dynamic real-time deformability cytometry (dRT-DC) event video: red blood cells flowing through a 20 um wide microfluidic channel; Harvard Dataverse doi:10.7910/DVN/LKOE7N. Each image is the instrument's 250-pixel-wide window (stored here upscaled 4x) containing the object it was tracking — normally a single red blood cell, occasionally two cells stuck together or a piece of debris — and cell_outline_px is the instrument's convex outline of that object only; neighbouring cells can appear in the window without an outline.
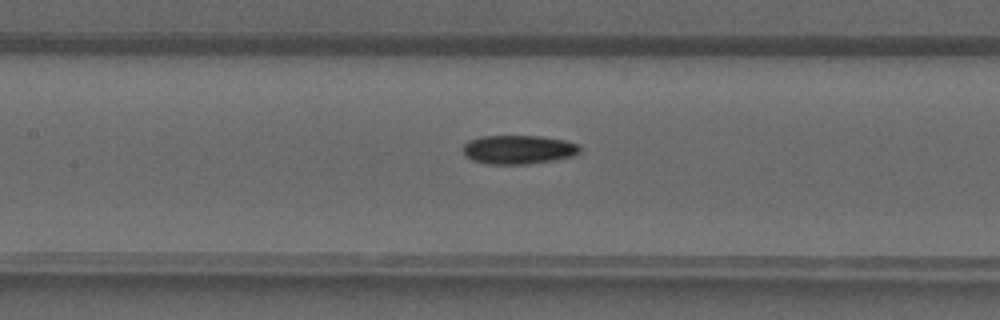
{"species": "common noctule bat (a hibernating species)", "species_latin": "Nyctalus noctula", "temperature_condition": "warm", "stored_images_in_passage": 28, "camera_frame_rate_fps": 3000, "um_per_image_px": 0.085, "animal": {"sex": "male", "forearm_length_mm": 52.5}, "frame": {"image": 1, "passage_image": 6, "time_ms": 1.667, "image_size_px": [1000, 320], "cell_outline_px": [[580, 152], [572, 156], [556, 160], [528, 164], [488, 164], [472, 160], [464, 156], [464, 144], [468, 140], [480, 136], [540, 136], [564, 140], [580, 144]], "centroid_in_image_um": [44.07, 12.71], "position_along_channel_um": 163.3, "area_um2": 19.83}}
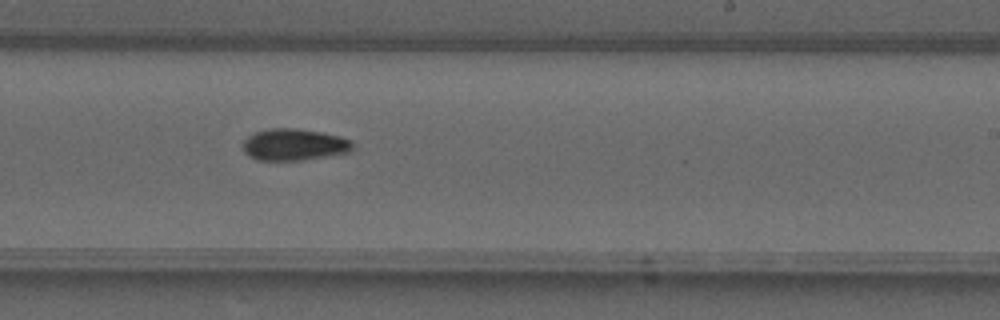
{"frame": {"image": 2, "passage_image": 12, "time_ms": 3.667, "image_size_px": [1000, 320], "cell_outline_px": [[352, 148], [348, 152], [304, 160], [256, 160], [248, 156], [244, 152], [244, 140], [248, 136], [256, 132], [268, 128], [296, 128], [320, 132], [340, 136], [352, 140]], "centroid_in_image_um": [24.98, 12.29], "position_along_channel_um": 264.0, "area_um2": 20.23}}
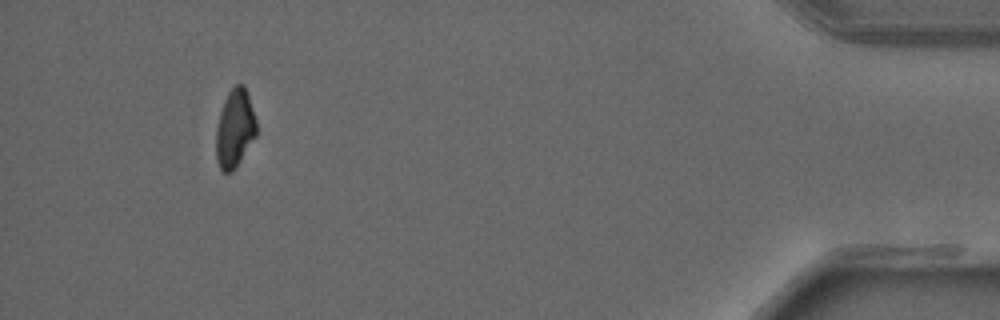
{"frame": {"image": 3, "passage_image": 25, "time_ms": 8.0, "image_size_px": [1000, 320], "cell_outline_px": [[256, 136], [236, 168], [232, 172], [224, 172], [220, 168], [216, 160], [216, 128], [220, 112], [224, 100], [228, 92], [236, 84], [244, 84], [248, 92], [256, 120]], "centroid_in_image_um": [19.96, 10.92], "position_along_channel_um": 415.2, "area_um2": 18.55}}